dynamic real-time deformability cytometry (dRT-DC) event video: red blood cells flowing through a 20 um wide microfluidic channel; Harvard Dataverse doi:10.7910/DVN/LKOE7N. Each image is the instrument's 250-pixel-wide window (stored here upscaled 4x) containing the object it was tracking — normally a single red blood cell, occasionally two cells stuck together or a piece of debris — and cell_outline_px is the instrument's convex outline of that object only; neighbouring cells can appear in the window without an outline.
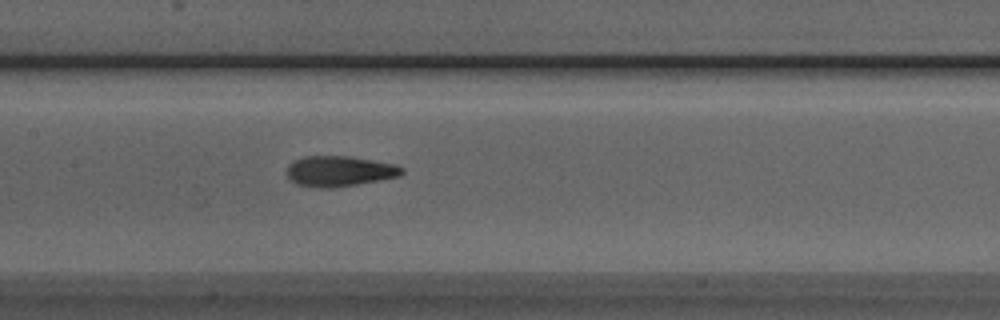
{"species": "Egyptian fruit bat (a non-hibernating species)", "species_latin": "Rousettus aegyptiacus", "temperature_condition": "room temperature", "stored_images_in_passage": 7, "camera_frame_rate_fps": 3000, "um_per_image_px": 0.085, "animal": {"sex": "male"}, "frame": {"image": 1, "passage_image": 7, "time_ms": 2.0, "image_size_px": [1000, 320], "cell_outline_px": [[404, 172], [400, 176], [380, 180], [332, 188], [320, 188], [296, 184], [284, 172], [288, 164], [304, 156], [348, 156], [396, 164], [404, 168]], "centroid_in_image_um": [28.84, 14.55], "position_along_channel_um": 178.6, "area_um2": 20.52}}